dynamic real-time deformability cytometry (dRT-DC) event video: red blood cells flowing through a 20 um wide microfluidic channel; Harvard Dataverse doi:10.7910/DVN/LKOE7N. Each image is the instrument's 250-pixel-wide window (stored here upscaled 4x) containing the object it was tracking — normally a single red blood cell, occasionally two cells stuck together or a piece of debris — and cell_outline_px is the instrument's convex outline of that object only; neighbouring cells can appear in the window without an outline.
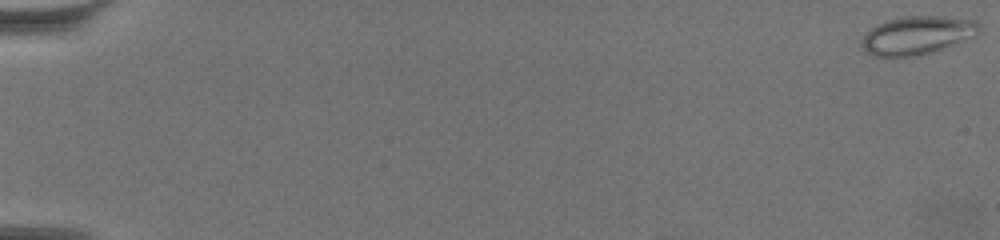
{"species": "common noctule bat (a hibernating species)", "species_latin": "Nyctalus noctula", "temperature_condition": "warm", "stored_images_in_passage": 64, "camera_frame_rate_fps": 3000, "um_per_image_px": 0.085, "animal": {"sex": "female", "body_mass_g": 19.5, "forearm_length_mm": 54.1}, "frame": {"image": 1, "passage_image": 1, "time_ms": 0.0, "image_size_px": [1000, 240], "cell_outline_px": [[980, 28], [976, 36], [928, 52], [912, 56], [876, 56], [864, 52], [860, 44], [860, 40], [876, 24], [888, 20], [908, 16], [936, 16], [972, 20], [980, 24]], "centroid_in_image_um": [77.91, 2.99], "position_along_channel_um": 7.1, "area_um2": 25.66}}
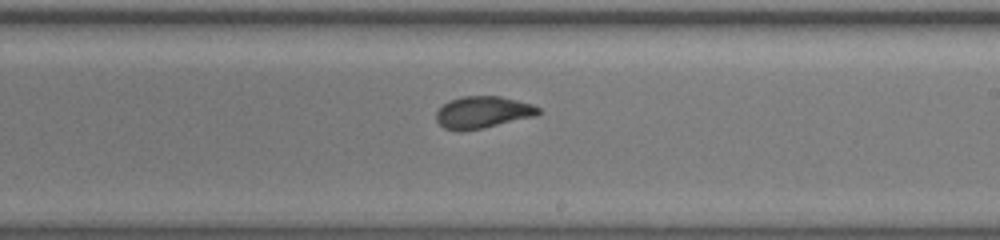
{"frame": {"image": 2, "passage_image": 40, "time_ms": 13.0, "image_size_px": [1000, 240], "cell_outline_px": [[540, 112], [536, 116], [484, 128], [460, 132], [444, 128], [436, 120], [436, 112], [444, 104], [460, 96], [500, 96], [532, 104], [540, 108]], "centroid_in_image_um": [41.03, 9.56], "position_along_channel_um": 248.0, "area_um2": 19.07}}
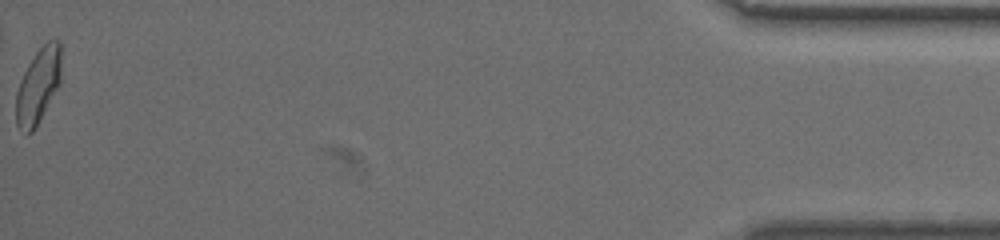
{"frame": {"image": 3, "passage_image": 64, "time_ms": 21.0, "image_size_px": [1000, 240], "cell_outline_px": [[60, 84], [32, 132], [28, 136], [24, 136], [20, 132], [16, 124], [16, 92], [20, 80], [28, 64], [36, 52], [48, 40], [60, 40]], "centroid_in_image_um": [3.22, 7.33], "position_along_channel_um": 432.0, "area_um2": 19.77}, "authors_computed_cell_mechanics": {"area_um2": 19.7676, "velocity_mm_per_s": 3.41, "shape_relaxation_time_tau1_ms": 10.0331, "shape_relaxation_time_tau2_ms": 1.1585, "deformation_change_tau1": 0.2294, "deformation_change_tau2": 0.0589}}